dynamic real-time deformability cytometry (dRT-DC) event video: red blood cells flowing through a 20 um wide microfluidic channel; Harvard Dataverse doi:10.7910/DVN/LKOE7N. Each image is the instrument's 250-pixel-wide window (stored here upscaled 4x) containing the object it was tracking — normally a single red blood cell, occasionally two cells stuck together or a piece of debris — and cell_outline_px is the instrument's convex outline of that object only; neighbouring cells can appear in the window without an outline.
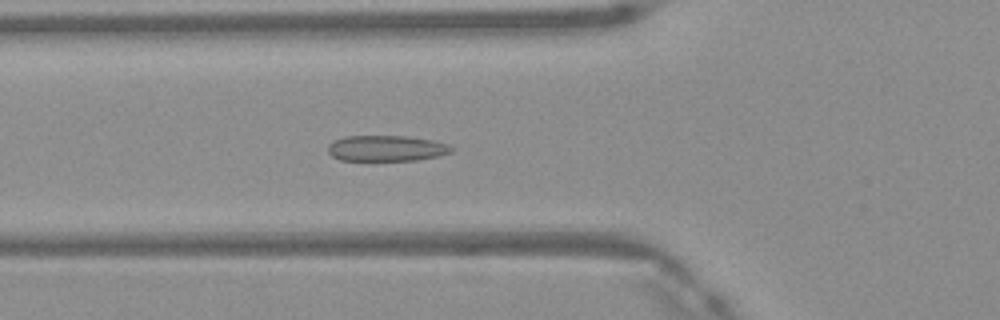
{"species": "Egyptian fruit bat (a non-hibernating species)", "species_latin": "Rousettus aegyptiacus", "temperature_condition": "warm", "stored_images_in_passage": 35, "segment_of_instrument_passage": [1, 2], "camera_frame_rate_fps": 3000, "um_per_image_px": 0.085, "frame": {"image": 1, "passage_image": 3, "time_ms": 0.667, "image_size_px": [1000, 320], "cell_outline_px": [[452, 152], [440, 156], [416, 160], [340, 160], [332, 156], [328, 152], [328, 144], [344, 136], [404, 136], [432, 140], [448, 144], [452, 148]], "centroid_in_image_um": [32.84, 12.61], "position_along_channel_um": 93.0, "area_um2": 18.5}}
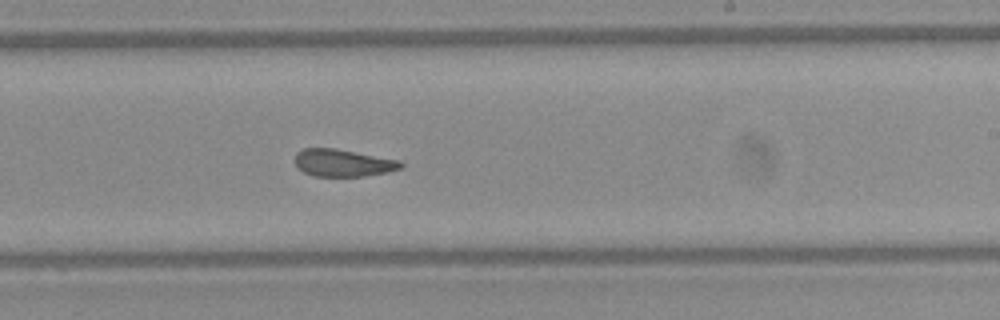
{"frame": {"image": 2, "passage_image": 15, "time_ms": 4.667, "image_size_px": [1000, 320], "cell_outline_px": [[404, 168], [388, 172], [364, 176], [316, 176], [304, 172], [296, 168], [296, 152], [304, 148], [336, 148], [400, 160], [404, 164]], "centroid_in_image_um": [29.19, 13.84], "position_along_channel_um": 259.8, "area_um2": 16.99}}
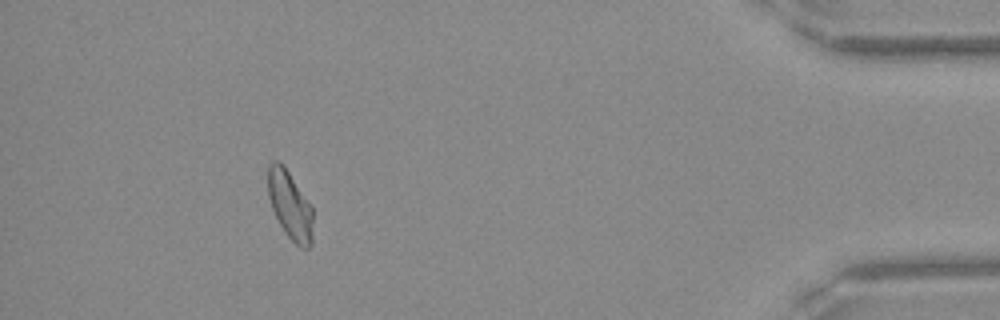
{"frame": {"image": 3, "passage_image": 30, "time_ms": 9.667, "image_size_px": [1000, 320], "cell_outline_px": [[312, 244], [308, 248], [300, 248], [284, 232], [272, 208], [268, 196], [268, 164], [272, 160], [280, 160], [312, 204]], "centroid_in_image_um": [24.65, 17.41], "position_along_channel_um": 410.5, "area_um2": 18.09}}